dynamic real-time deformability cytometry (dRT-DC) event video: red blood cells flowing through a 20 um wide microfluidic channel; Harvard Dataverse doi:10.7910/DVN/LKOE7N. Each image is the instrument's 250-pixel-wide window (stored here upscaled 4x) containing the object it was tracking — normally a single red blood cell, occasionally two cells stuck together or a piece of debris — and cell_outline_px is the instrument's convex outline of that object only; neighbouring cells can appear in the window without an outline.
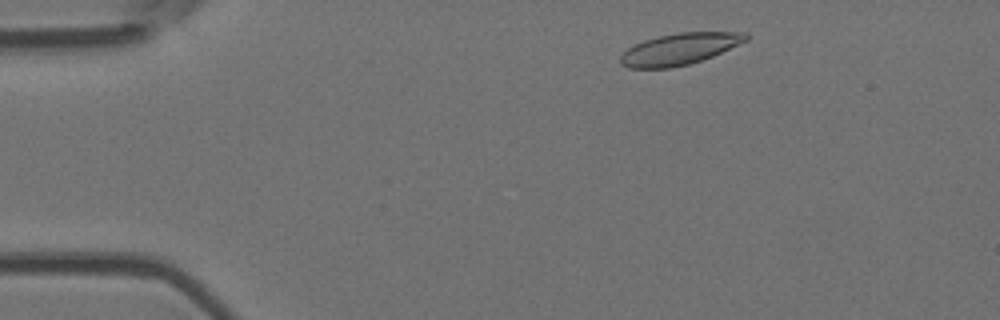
{"species": "Egyptian fruit bat (a non-hibernating species)", "species_latin": "Rousettus aegyptiacus", "temperature_condition": "room temperature", "stored_images_in_passage": 3, "camera_frame_rate_fps": 3000, "um_per_image_px": 0.085, "animal": {"sex": "female"}, "frame": {"image": 1, "passage_image": 1, "time_ms": 0.0, "image_size_px": [1000, 320], "cell_outline_px": [[748, 40], [712, 56], [688, 64], [672, 68], [628, 68], [620, 64], [620, 56], [628, 48], [644, 40], [660, 36], [680, 32], [744, 32], [748, 36]], "centroid_in_image_um": [57.74, 4.17], "position_along_channel_um": 27.3, "area_um2": 22.77}}
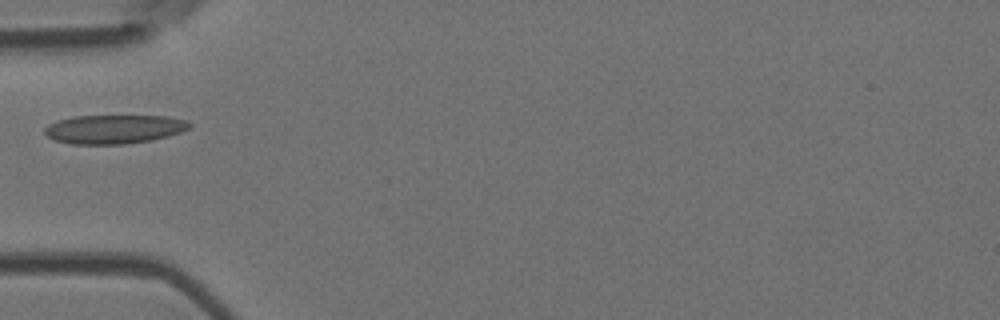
{"frame": {"image": 2, "passage_image": 3, "time_ms": 3.0, "image_size_px": [1000, 320], "cell_outline_px": [[192, 124], [188, 128], [180, 132], [168, 136], [152, 140], [128, 144], [72, 144], [52, 140], [44, 132], [44, 128], [48, 124], [56, 120], [72, 116], [168, 116], [188, 120]], "centroid_in_image_um": [9.68, 10.98], "position_along_channel_um": 75.3, "area_um2": 24.62}}